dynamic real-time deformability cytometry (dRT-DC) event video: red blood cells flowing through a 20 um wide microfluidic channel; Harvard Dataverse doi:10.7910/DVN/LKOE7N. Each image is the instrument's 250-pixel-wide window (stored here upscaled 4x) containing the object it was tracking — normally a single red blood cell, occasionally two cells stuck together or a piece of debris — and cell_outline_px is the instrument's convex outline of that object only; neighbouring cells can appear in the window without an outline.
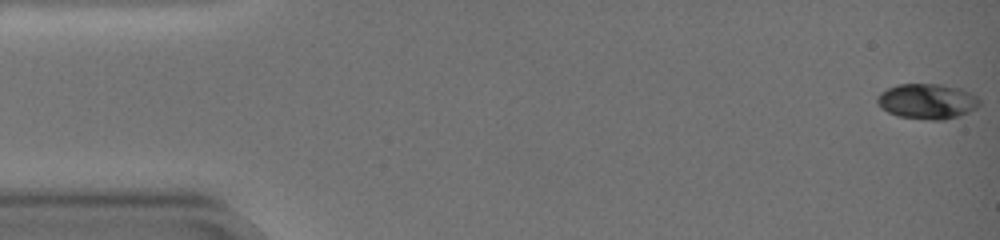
{"species": "common noctule bat (a hibernating species)", "species_latin": "Nyctalus noctula", "temperature_condition": "warm", "stored_images_in_passage": 56, "camera_frame_rate_fps": 3000, "um_per_image_px": 0.085, "animal": {"sex": "female", "body_mass_g": 19.0, "forearm_length_mm": 51.5}, "frame": {"image": 1, "passage_image": 1, "time_ms": 0.0, "image_size_px": [1000, 240], "cell_outline_px": [[980, 104], [976, 108], [968, 112], [944, 120], [932, 120], [896, 116], [880, 108], [876, 100], [876, 96], [880, 92], [896, 84], [940, 84], [960, 88], [976, 96], [980, 100]], "centroid_in_image_um": [78.77, 8.61], "position_along_channel_um": 6.2, "area_um2": 21.1}}
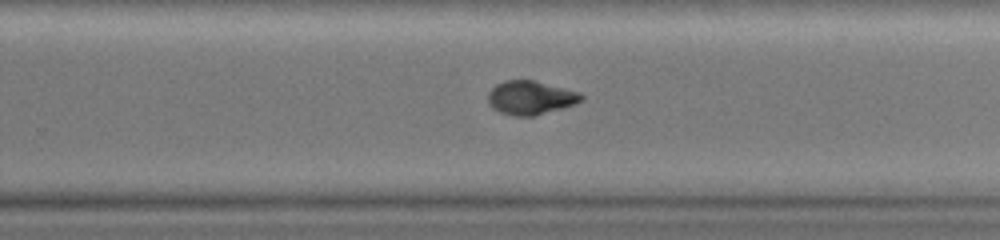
{"frame": {"image": 2, "passage_image": 37, "time_ms": 12.0, "image_size_px": [1000, 240], "cell_outline_px": [[584, 100], [564, 108], [532, 116], [512, 116], [500, 112], [492, 108], [488, 104], [488, 92], [496, 84], [504, 80], [532, 80], [580, 92], [584, 96]], "centroid_in_image_um": [45.09, 8.31], "position_along_channel_um": 284.7, "area_um2": 18.44}}
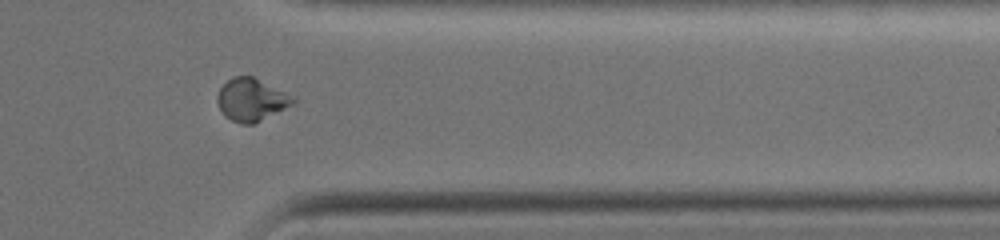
{"frame": {"image": 3, "passage_image": 46, "time_ms": 15.0, "image_size_px": [1000, 240], "cell_outline_px": [[296, 100], [292, 104], [256, 124], [240, 124], [224, 116], [216, 100], [216, 96], [220, 88], [232, 76], [252, 76], [296, 96]], "centroid_in_image_um": [21.37, 8.48], "position_along_channel_um": 390.0, "area_um2": 18.96}, "authors_computed_cell_mechanics": {"area_um2": 19.4786, "velocity_mm_per_s": 3.5001, "shape_relaxation_time_tau1_ms": 5.2407, "shape_relaxation_time_tau2_ms": 1.6494, "deformation_change_tau1": 0.196, "deformation_change_tau2": 0.0273}}